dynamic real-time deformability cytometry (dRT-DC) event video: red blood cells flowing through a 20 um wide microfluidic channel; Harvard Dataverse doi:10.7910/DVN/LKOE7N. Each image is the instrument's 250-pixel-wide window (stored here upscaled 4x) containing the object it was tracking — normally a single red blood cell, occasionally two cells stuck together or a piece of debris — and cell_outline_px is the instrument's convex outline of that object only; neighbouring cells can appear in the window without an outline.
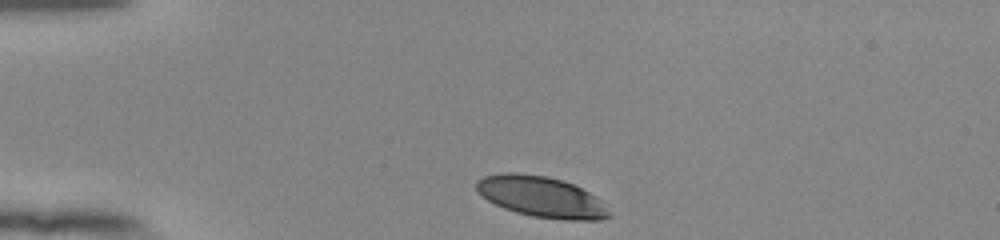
{"species": "human", "species_latin": "Homo sapiens", "temperature_condition": "room temperature", "stored_images_in_passage": 34, "camera_frame_rate_fps": 3000, "um_per_image_px": 0.085, "donor": {"sex": "female"}, "frame": {"image": 1, "passage_image": 1, "time_ms": 0.0, "image_size_px": [1000, 240], "cell_outline_px": [[612, 216], [600, 220], [564, 220], [532, 216], [516, 212], [504, 208], [488, 200], [476, 188], [476, 180], [484, 176], [504, 172], [516, 172], [544, 176], [560, 180], [572, 184], [588, 192], [600, 200]], "centroid_in_image_um": [46.0, 16.73], "position_along_channel_um": 39.0, "area_um2": 31.21}}
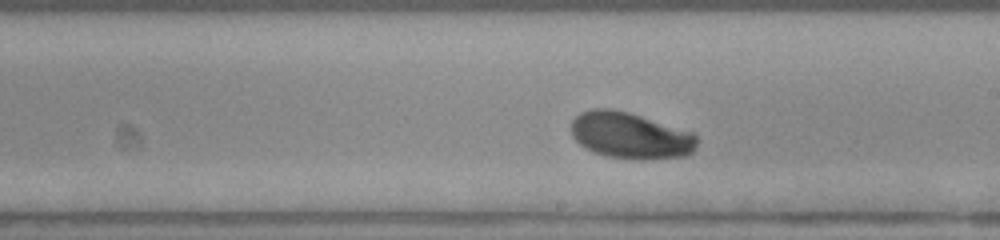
{"frame": {"image": 2, "passage_image": 20, "time_ms": 6.333, "image_size_px": [1000, 240], "cell_outline_px": [[696, 148], [688, 156], [644, 160], [632, 160], [608, 156], [592, 152], [584, 148], [572, 136], [572, 120], [580, 112], [592, 108], [612, 108], [628, 112], [692, 132], [696, 136]], "centroid_in_image_um": [53.56, 11.53], "position_along_channel_um": 235.4, "area_um2": 34.22}}
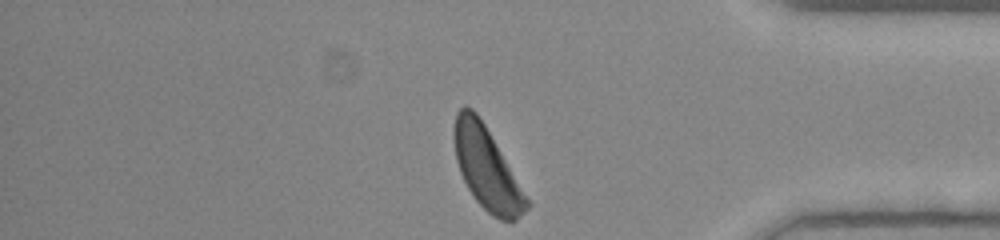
{"frame": {"image": 3, "passage_image": 34, "time_ms": 11.0, "image_size_px": [1000, 240], "cell_outline_px": [[532, 204], [516, 220], [500, 220], [492, 216], [476, 200], [468, 188], [460, 172], [456, 160], [452, 140], [452, 128], [456, 112], [464, 104], [472, 108], [476, 112], [484, 124]], "centroid_in_image_um": [41.34, 14.28], "position_along_channel_um": 393.9, "area_um2": 34.62}, "authors_computed_cell_mechanics": {"area_um2": 33.6107, "velocity_mm_per_s": 3.8218, "shape_relaxation_time_tau1_ms": 3.5197, "shape_relaxation_time_tau2_ms": null, "deformation_change_tau1": 0.1608, "deformation_change_tau2": null}}